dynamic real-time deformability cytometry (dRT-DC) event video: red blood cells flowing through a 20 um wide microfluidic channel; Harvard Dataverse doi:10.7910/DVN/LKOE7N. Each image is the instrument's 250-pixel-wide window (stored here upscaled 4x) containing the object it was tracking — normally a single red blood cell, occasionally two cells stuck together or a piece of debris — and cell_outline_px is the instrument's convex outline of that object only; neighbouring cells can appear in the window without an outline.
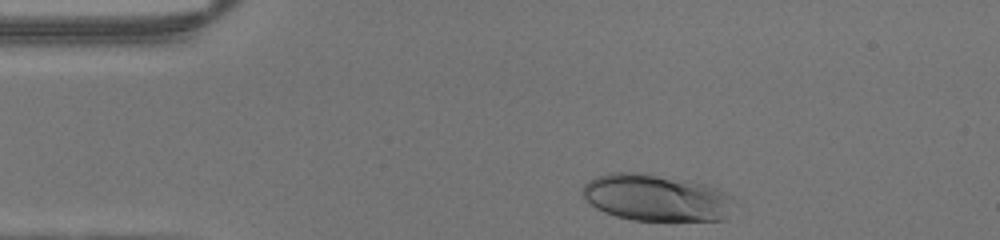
{"species": "human", "species_latin": "Homo sapiens", "temperature_condition": "warm", "stored_images_in_passage": 30, "camera_frame_rate_fps": 3000, "um_per_image_px": 0.085, "donor": {"sex": "male"}, "frame": {"image": 1, "passage_image": 1, "time_ms": 0.0, "image_size_px": [1000, 240], "cell_outline_px": [[736, 200], [724, 220], [632, 220], [616, 216], [604, 212], [596, 208], [580, 192], [584, 184], [588, 180], [596, 176], [612, 172], [644, 172], [688, 180], [704, 184], [716, 188], [732, 196]], "centroid_in_image_um": [55.77, 16.79], "position_along_channel_um": 29.2, "area_um2": 41.56}}
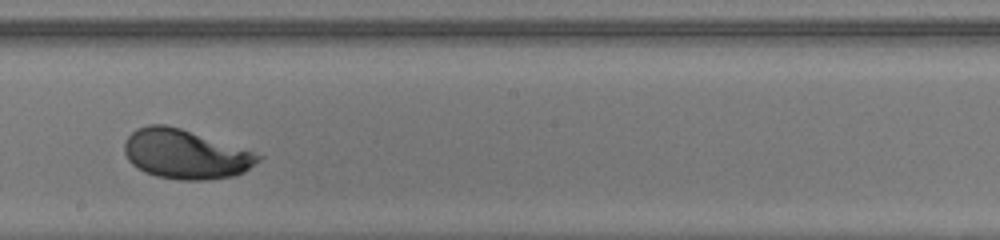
{"frame": {"image": 2, "passage_image": 19, "time_ms": 6.0, "image_size_px": [1000, 240], "cell_outline_px": [[264, 156], [260, 160], [244, 172], [236, 176], [204, 180], [180, 180], [156, 176], [144, 172], [132, 164], [128, 160], [124, 152], [124, 144], [128, 136], [136, 128], [148, 124], [164, 124], [180, 128]], "centroid_in_image_um": [15.72, 13.12], "position_along_channel_um": 232.5, "area_um2": 38.21}}
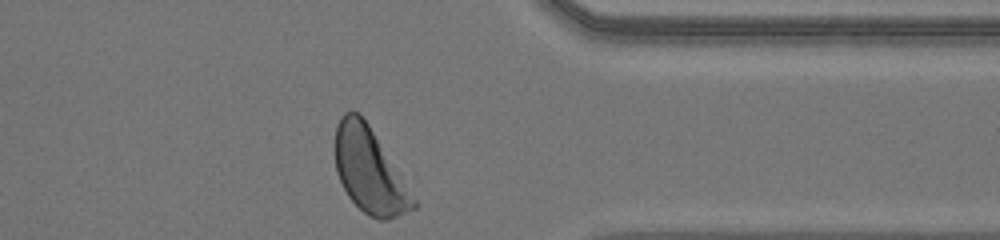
{"frame": {"image": 3, "passage_image": 30, "time_ms": 9.667, "image_size_px": [1000, 240], "cell_outline_px": [[416, 208], [388, 220], [380, 220], [368, 216], [348, 196], [336, 172], [336, 128], [340, 116], [344, 112], [356, 112], [368, 124], [416, 200]], "centroid_in_image_um": [31.39, 14.54], "position_along_channel_um": 380.0, "area_um2": 37.69}}